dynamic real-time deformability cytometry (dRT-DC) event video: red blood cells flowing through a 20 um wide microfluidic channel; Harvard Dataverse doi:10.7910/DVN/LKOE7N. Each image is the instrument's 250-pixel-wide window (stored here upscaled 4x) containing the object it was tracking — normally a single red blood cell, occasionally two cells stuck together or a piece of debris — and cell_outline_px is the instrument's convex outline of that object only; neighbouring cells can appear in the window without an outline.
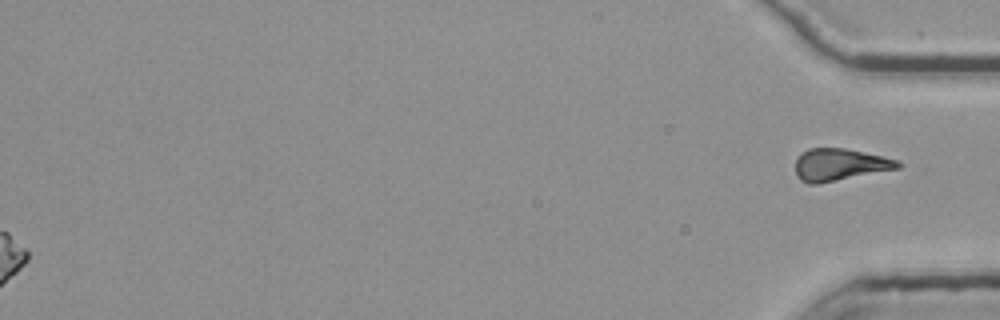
{"species": "common noctule bat (a hibernating species)", "species_latin": "Nyctalus noctula", "temperature_condition": "room temperature", "stored_images_in_passage": 53, "segment_of_instrument_passage": [3, 3], "camera_frame_rate_fps": 3000, "um_per_image_px": 0.085, "animal": {"sex": "female", "body_mass_g": 25.1}, "frame": {"image": 1, "passage_image": 53, "time_ms": 17.333, "image_size_px": [1000, 320], "cell_outline_px": [[904, 164], [900, 168], [820, 184], [808, 184], [800, 180], [796, 176], [796, 160], [808, 148], [844, 148], [884, 156], [900, 160]], "centroid_in_image_um": [71.42, 14.01], "position_along_channel_um": 363.8, "area_um2": 19.42}}